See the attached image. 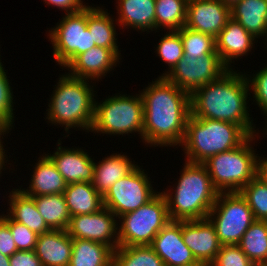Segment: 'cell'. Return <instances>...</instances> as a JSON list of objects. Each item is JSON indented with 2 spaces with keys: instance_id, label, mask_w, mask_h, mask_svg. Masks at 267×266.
Masks as SVG:
<instances>
[{
  "instance_id": "49",
  "label": "cell",
  "mask_w": 267,
  "mask_h": 266,
  "mask_svg": "<svg viewBox=\"0 0 267 266\" xmlns=\"http://www.w3.org/2000/svg\"><path fill=\"white\" fill-rule=\"evenodd\" d=\"M4 126L0 123V130L3 128Z\"/></svg>"
},
{
  "instance_id": "1",
  "label": "cell",
  "mask_w": 267,
  "mask_h": 266,
  "mask_svg": "<svg viewBox=\"0 0 267 266\" xmlns=\"http://www.w3.org/2000/svg\"><path fill=\"white\" fill-rule=\"evenodd\" d=\"M140 94L143 140L151 146H181L191 114L190 95L161 76Z\"/></svg>"
},
{
  "instance_id": "18",
  "label": "cell",
  "mask_w": 267,
  "mask_h": 266,
  "mask_svg": "<svg viewBox=\"0 0 267 266\" xmlns=\"http://www.w3.org/2000/svg\"><path fill=\"white\" fill-rule=\"evenodd\" d=\"M119 56L109 48L94 46L78 55L66 68L70 76L82 79H99L119 62Z\"/></svg>"
},
{
  "instance_id": "11",
  "label": "cell",
  "mask_w": 267,
  "mask_h": 266,
  "mask_svg": "<svg viewBox=\"0 0 267 266\" xmlns=\"http://www.w3.org/2000/svg\"><path fill=\"white\" fill-rule=\"evenodd\" d=\"M143 171L137 166L128 175L116 181L103 196L104 207L116 218L137 210L157 194Z\"/></svg>"
},
{
  "instance_id": "34",
  "label": "cell",
  "mask_w": 267,
  "mask_h": 266,
  "mask_svg": "<svg viewBox=\"0 0 267 266\" xmlns=\"http://www.w3.org/2000/svg\"><path fill=\"white\" fill-rule=\"evenodd\" d=\"M239 193L246 200L257 221H267V185L257 175Z\"/></svg>"
},
{
  "instance_id": "41",
  "label": "cell",
  "mask_w": 267,
  "mask_h": 266,
  "mask_svg": "<svg viewBox=\"0 0 267 266\" xmlns=\"http://www.w3.org/2000/svg\"><path fill=\"white\" fill-rule=\"evenodd\" d=\"M10 266H43L41 260L37 257L35 250L21 251L17 250L10 256Z\"/></svg>"
},
{
  "instance_id": "42",
  "label": "cell",
  "mask_w": 267,
  "mask_h": 266,
  "mask_svg": "<svg viewBox=\"0 0 267 266\" xmlns=\"http://www.w3.org/2000/svg\"><path fill=\"white\" fill-rule=\"evenodd\" d=\"M48 5H53L59 9L66 10L65 13H74L79 10L86 8V5H83L81 0H44Z\"/></svg>"
},
{
  "instance_id": "14",
  "label": "cell",
  "mask_w": 267,
  "mask_h": 266,
  "mask_svg": "<svg viewBox=\"0 0 267 266\" xmlns=\"http://www.w3.org/2000/svg\"><path fill=\"white\" fill-rule=\"evenodd\" d=\"M231 19V9L220 0H188L185 27L214 38Z\"/></svg>"
},
{
  "instance_id": "33",
  "label": "cell",
  "mask_w": 267,
  "mask_h": 266,
  "mask_svg": "<svg viewBox=\"0 0 267 266\" xmlns=\"http://www.w3.org/2000/svg\"><path fill=\"white\" fill-rule=\"evenodd\" d=\"M178 32L183 43V57L198 58L216 51V42L213 36L193 31L185 26Z\"/></svg>"
},
{
  "instance_id": "8",
  "label": "cell",
  "mask_w": 267,
  "mask_h": 266,
  "mask_svg": "<svg viewBox=\"0 0 267 266\" xmlns=\"http://www.w3.org/2000/svg\"><path fill=\"white\" fill-rule=\"evenodd\" d=\"M138 95L127 97L120 94L108 97L99 104L95 102L91 132L114 135L139 132L143 139V100L141 94Z\"/></svg>"
},
{
  "instance_id": "25",
  "label": "cell",
  "mask_w": 267,
  "mask_h": 266,
  "mask_svg": "<svg viewBox=\"0 0 267 266\" xmlns=\"http://www.w3.org/2000/svg\"><path fill=\"white\" fill-rule=\"evenodd\" d=\"M8 197L10 198L8 216L12 220L24 224L38 235L51 230L39 214L33 197L26 195L21 189L10 192Z\"/></svg>"
},
{
  "instance_id": "7",
  "label": "cell",
  "mask_w": 267,
  "mask_h": 266,
  "mask_svg": "<svg viewBox=\"0 0 267 266\" xmlns=\"http://www.w3.org/2000/svg\"><path fill=\"white\" fill-rule=\"evenodd\" d=\"M149 202L137 210L124 214L118 227V246L151 245L154 237L170 222L167 201L157 192Z\"/></svg>"
},
{
  "instance_id": "44",
  "label": "cell",
  "mask_w": 267,
  "mask_h": 266,
  "mask_svg": "<svg viewBox=\"0 0 267 266\" xmlns=\"http://www.w3.org/2000/svg\"><path fill=\"white\" fill-rule=\"evenodd\" d=\"M8 130H10L9 128H6V127H3L1 130H0V137L2 136V134H3V136H4V134H6L7 132H9ZM2 142H1V139H0V171H1V169H2V167L4 166V163H6V162H4L6 159H5V151H3V150H5V149H3V145L1 144Z\"/></svg>"
},
{
  "instance_id": "31",
  "label": "cell",
  "mask_w": 267,
  "mask_h": 266,
  "mask_svg": "<svg viewBox=\"0 0 267 266\" xmlns=\"http://www.w3.org/2000/svg\"><path fill=\"white\" fill-rule=\"evenodd\" d=\"M112 266H166L150 245L118 246Z\"/></svg>"
},
{
  "instance_id": "32",
  "label": "cell",
  "mask_w": 267,
  "mask_h": 266,
  "mask_svg": "<svg viewBox=\"0 0 267 266\" xmlns=\"http://www.w3.org/2000/svg\"><path fill=\"white\" fill-rule=\"evenodd\" d=\"M188 0H156L155 30L166 27L178 31L185 26Z\"/></svg>"
},
{
  "instance_id": "35",
  "label": "cell",
  "mask_w": 267,
  "mask_h": 266,
  "mask_svg": "<svg viewBox=\"0 0 267 266\" xmlns=\"http://www.w3.org/2000/svg\"><path fill=\"white\" fill-rule=\"evenodd\" d=\"M156 51L163 62L167 63L170 67V71L168 70V72L161 75V77H165L183 58L184 49L180 33L178 31H169L159 41Z\"/></svg>"
},
{
  "instance_id": "19",
  "label": "cell",
  "mask_w": 267,
  "mask_h": 266,
  "mask_svg": "<svg viewBox=\"0 0 267 266\" xmlns=\"http://www.w3.org/2000/svg\"><path fill=\"white\" fill-rule=\"evenodd\" d=\"M255 39L237 21L231 18L215 38L216 52L229 69V65L234 58L237 59L251 51Z\"/></svg>"
},
{
  "instance_id": "43",
  "label": "cell",
  "mask_w": 267,
  "mask_h": 266,
  "mask_svg": "<svg viewBox=\"0 0 267 266\" xmlns=\"http://www.w3.org/2000/svg\"><path fill=\"white\" fill-rule=\"evenodd\" d=\"M258 176L263 180V182L267 185V158H263V160H259L258 164Z\"/></svg>"
},
{
  "instance_id": "10",
  "label": "cell",
  "mask_w": 267,
  "mask_h": 266,
  "mask_svg": "<svg viewBox=\"0 0 267 266\" xmlns=\"http://www.w3.org/2000/svg\"><path fill=\"white\" fill-rule=\"evenodd\" d=\"M49 38L54 48V59L63 67L96 46L92 33L87 28V7L74 13H66L63 20L49 30Z\"/></svg>"
},
{
  "instance_id": "24",
  "label": "cell",
  "mask_w": 267,
  "mask_h": 266,
  "mask_svg": "<svg viewBox=\"0 0 267 266\" xmlns=\"http://www.w3.org/2000/svg\"><path fill=\"white\" fill-rule=\"evenodd\" d=\"M118 23L122 27L155 30L156 0H118Z\"/></svg>"
},
{
  "instance_id": "4",
  "label": "cell",
  "mask_w": 267,
  "mask_h": 266,
  "mask_svg": "<svg viewBox=\"0 0 267 266\" xmlns=\"http://www.w3.org/2000/svg\"><path fill=\"white\" fill-rule=\"evenodd\" d=\"M249 135L231 122L196 118L190 114L186 122L182 147L187 162L203 163L209 157L241 145Z\"/></svg>"
},
{
  "instance_id": "5",
  "label": "cell",
  "mask_w": 267,
  "mask_h": 266,
  "mask_svg": "<svg viewBox=\"0 0 267 266\" xmlns=\"http://www.w3.org/2000/svg\"><path fill=\"white\" fill-rule=\"evenodd\" d=\"M88 79L75 78L65 74L59 78L47 112L53 124L65 126V131L80 127L91 131L94 120V91Z\"/></svg>"
},
{
  "instance_id": "48",
  "label": "cell",
  "mask_w": 267,
  "mask_h": 266,
  "mask_svg": "<svg viewBox=\"0 0 267 266\" xmlns=\"http://www.w3.org/2000/svg\"><path fill=\"white\" fill-rule=\"evenodd\" d=\"M255 266H267V264H256Z\"/></svg>"
},
{
  "instance_id": "13",
  "label": "cell",
  "mask_w": 267,
  "mask_h": 266,
  "mask_svg": "<svg viewBox=\"0 0 267 266\" xmlns=\"http://www.w3.org/2000/svg\"><path fill=\"white\" fill-rule=\"evenodd\" d=\"M114 217L106 207L92 214L71 216L67 232L72 239L103 243L114 251L118 247V223Z\"/></svg>"
},
{
  "instance_id": "40",
  "label": "cell",
  "mask_w": 267,
  "mask_h": 266,
  "mask_svg": "<svg viewBox=\"0 0 267 266\" xmlns=\"http://www.w3.org/2000/svg\"><path fill=\"white\" fill-rule=\"evenodd\" d=\"M3 216H0V253L10 257L17 251V247L9 226L1 219Z\"/></svg>"
},
{
  "instance_id": "3",
  "label": "cell",
  "mask_w": 267,
  "mask_h": 266,
  "mask_svg": "<svg viewBox=\"0 0 267 266\" xmlns=\"http://www.w3.org/2000/svg\"><path fill=\"white\" fill-rule=\"evenodd\" d=\"M181 173L174 195L170 191L162 192L167 201L170 221L206 219L219 193L206 167L201 163L185 161Z\"/></svg>"
},
{
  "instance_id": "37",
  "label": "cell",
  "mask_w": 267,
  "mask_h": 266,
  "mask_svg": "<svg viewBox=\"0 0 267 266\" xmlns=\"http://www.w3.org/2000/svg\"><path fill=\"white\" fill-rule=\"evenodd\" d=\"M1 219L9 226L17 250H35L38 238L36 232L30 230L24 224L12 220L8 215H4Z\"/></svg>"
},
{
  "instance_id": "47",
  "label": "cell",
  "mask_w": 267,
  "mask_h": 266,
  "mask_svg": "<svg viewBox=\"0 0 267 266\" xmlns=\"http://www.w3.org/2000/svg\"><path fill=\"white\" fill-rule=\"evenodd\" d=\"M189 266H209L207 264H204V263H197V264H194V265H189Z\"/></svg>"
},
{
  "instance_id": "45",
  "label": "cell",
  "mask_w": 267,
  "mask_h": 266,
  "mask_svg": "<svg viewBox=\"0 0 267 266\" xmlns=\"http://www.w3.org/2000/svg\"><path fill=\"white\" fill-rule=\"evenodd\" d=\"M0 266H10V257L0 253Z\"/></svg>"
},
{
  "instance_id": "9",
  "label": "cell",
  "mask_w": 267,
  "mask_h": 266,
  "mask_svg": "<svg viewBox=\"0 0 267 266\" xmlns=\"http://www.w3.org/2000/svg\"><path fill=\"white\" fill-rule=\"evenodd\" d=\"M207 218L214 225L221 245H238L244 233L256 221L239 192L218 193Z\"/></svg>"
},
{
  "instance_id": "28",
  "label": "cell",
  "mask_w": 267,
  "mask_h": 266,
  "mask_svg": "<svg viewBox=\"0 0 267 266\" xmlns=\"http://www.w3.org/2000/svg\"><path fill=\"white\" fill-rule=\"evenodd\" d=\"M114 20L100 7L87 6V28L92 33L95 45L112 49L118 56Z\"/></svg>"
},
{
  "instance_id": "16",
  "label": "cell",
  "mask_w": 267,
  "mask_h": 266,
  "mask_svg": "<svg viewBox=\"0 0 267 266\" xmlns=\"http://www.w3.org/2000/svg\"><path fill=\"white\" fill-rule=\"evenodd\" d=\"M182 238L195 259L207 265L214 261L221 247L216 229L208 218L182 221Z\"/></svg>"
},
{
  "instance_id": "38",
  "label": "cell",
  "mask_w": 267,
  "mask_h": 266,
  "mask_svg": "<svg viewBox=\"0 0 267 266\" xmlns=\"http://www.w3.org/2000/svg\"><path fill=\"white\" fill-rule=\"evenodd\" d=\"M209 266H255L239 245H221L214 261Z\"/></svg>"
},
{
  "instance_id": "22",
  "label": "cell",
  "mask_w": 267,
  "mask_h": 266,
  "mask_svg": "<svg viewBox=\"0 0 267 266\" xmlns=\"http://www.w3.org/2000/svg\"><path fill=\"white\" fill-rule=\"evenodd\" d=\"M102 160L95 163L92 185L103 197L116 181L132 172L137 165L124 154H112Z\"/></svg>"
},
{
  "instance_id": "27",
  "label": "cell",
  "mask_w": 267,
  "mask_h": 266,
  "mask_svg": "<svg viewBox=\"0 0 267 266\" xmlns=\"http://www.w3.org/2000/svg\"><path fill=\"white\" fill-rule=\"evenodd\" d=\"M113 250L103 243L72 239V255L69 266H112Z\"/></svg>"
},
{
  "instance_id": "36",
  "label": "cell",
  "mask_w": 267,
  "mask_h": 266,
  "mask_svg": "<svg viewBox=\"0 0 267 266\" xmlns=\"http://www.w3.org/2000/svg\"><path fill=\"white\" fill-rule=\"evenodd\" d=\"M11 91L9 79H7L2 62H0V123L9 129L13 127L14 121L13 92Z\"/></svg>"
},
{
  "instance_id": "26",
  "label": "cell",
  "mask_w": 267,
  "mask_h": 266,
  "mask_svg": "<svg viewBox=\"0 0 267 266\" xmlns=\"http://www.w3.org/2000/svg\"><path fill=\"white\" fill-rule=\"evenodd\" d=\"M63 194L70 216L92 214L104 207L103 197L89 182L67 184Z\"/></svg>"
},
{
  "instance_id": "21",
  "label": "cell",
  "mask_w": 267,
  "mask_h": 266,
  "mask_svg": "<svg viewBox=\"0 0 267 266\" xmlns=\"http://www.w3.org/2000/svg\"><path fill=\"white\" fill-rule=\"evenodd\" d=\"M40 158L35 165L29 189L22 191L31 197L63 194L67 186L64 178L47 154Z\"/></svg>"
},
{
  "instance_id": "46",
  "label": "cell",
  "mask_w": 267,
  "mask_h": 266,
  "mask_svg": "<svg viewBox=\"0 0 267 266\" xmlns=\"http://www.w3.org/2000/svg\"><path fill=\"white\" fill-rule=\"evenodd\" d=\"M228 8L234 7L240 0H220Z\"/></svg>"
},
{
  "instance_id": "15",
  "label": "cell",
  "mask_w": 267,
  "mask_h": 266,
  "mask_svg": "<svg viewBox=\"0 0 267 266\" xmlns=\"http://www.w3.org/2000/svg\"><path fill=\"white\" fill-rule=\"evenodd\" d=\"M166 266H189L199 263L182 238V221H170L150 245Z\"/></svg>"
},
{
  "instance_id": "20",
  "label": "cell",
  "mask_w": 267,
  "mask_h": 266,
  "mask_svg": "<svg viewBox=\"0 0 267 266\" xmlns=\"http://www.w3.org/2000/svg\"><path fill=\"white\" fill-rule=\"evenodd\" d=\"M35 252L43 266H69L72 238L67 230H50L39 234Z\"/></svg>"
},
{
  "instance_id": "12",
  "label": "cell",
  "mask_w": 267,
  "mask_h": 266,
  "mask_svg": "<svg viewBox=\"0 0 267 266\" xmlns=\"http://www.w3.org/2000/svg\"><path fill=\"white\" fill-rule=\"evenodd\" d=\"M228 70L215 51L198 58L183 57L165 77L191 96L199 87L216 81Z\"/></svg>"
},
{
  "instance_id": "2",
  "label": "cell",
  "mask_w": 267,
  "mask_h": 266,
  "mask_svg": "<svg viewBox=\"0 0 267 266\" xmlns=\"http://www.w3.org/2000/svg\"><path fill=\"white\" fill-rule=\"evenodd\" d=\"M232 71L230 68L216 81L199 87L190 96L191 115L231 122L239 125L249 136L256 135L247 110L250 90L247 77Z\"/></svg>"
},
{
  "instance_id": "17",
  "label": "cell",
  "mask_w": 267,
  "mask_h": 266,
  "mask_svg": "<svg viewBox=\"0 0 267 266\" xmlns=\"http://www.w3.org/2000/svg\"><path fill=\"white\" fill-rule=\"evenodd\" d=\"M58 149L53 155H47L55 164L67 184L74 182L92 183L95 163L82 149H65L58 142Z\"/></svg>"
},
{
  "instance_id": "23",
  "label": "cell",
  "mask_w": 267,
  "mask_h": 266,
  "mask_svg": "<svg viewBox=\"0 0 267 266\" xmlns=\"http://www.w3.org/2000/svg\"><path fill=\"white\" fill-rule=\"evenodd\" d=\"M231 18L253 37L266 36L267 41V0H240L231 8Z\"/></svg>"
},
{
  "instance_id": "39",
  "label": "cell",
  "mask_w": 267,
  "mask_h": 266,
  "mask_svg": "<svg viewBox=\"0 0 267 266\" xmlns=\"http://www.w3.org/2000/svg\"><path fill=\"white\" fill-rule=\"evenodd\" d=\"M250 78H247L249 88L254 92L253 98H255L256 103L262 109L263 114L267 116V66L261 69L256 75ZM267 120V118H266Z\"/></svg>"
},
{
  "instance_id": "30",
  "label": "cell",
  "mask_w": 267,
  "mask_h": 266,
  "mask_svg": "<svg viewBox=\"0 0 267 266\" xmlns=\"http://www.w3.org/2000/svg\"><path fill=\"white\" fill-rule=\"evenodd\" d=\"M238 245L255 265L267 264V221H254Z\"/></svg>"
},
{
  "instance_id": "29",
  "label": "cell",
  "mask_w": 267,
  "mask_h": 266,
  "mask_svg": "<svg viewBox=\"0 0 267 266\" xmlns=\"http://www.w3.org/2000/svg\"><path fill=\"white\" fill-rule=\"evenodd\" d=\"M33 198L39 214L51 230H67L71 216L64 194L40 195Z\"/></svg>"
},
{
  "instance_id": "6",
  "label": "cell",
  "mask_w": 267,
  "mask_h": 266,
  "mask_svg": "<svg viewBox=\"0 0 267 266\" xmlns=\"http://www.w3.org/2000/svg\"><path fill=\"white\" fill-rule=\"evenodd\" d=\"M254 136L250 135L235 149L213 155L202 163L219 193L239 192L258 175L261 157L255 155L250 146Z\"/></svg>"
}]
</instances>
